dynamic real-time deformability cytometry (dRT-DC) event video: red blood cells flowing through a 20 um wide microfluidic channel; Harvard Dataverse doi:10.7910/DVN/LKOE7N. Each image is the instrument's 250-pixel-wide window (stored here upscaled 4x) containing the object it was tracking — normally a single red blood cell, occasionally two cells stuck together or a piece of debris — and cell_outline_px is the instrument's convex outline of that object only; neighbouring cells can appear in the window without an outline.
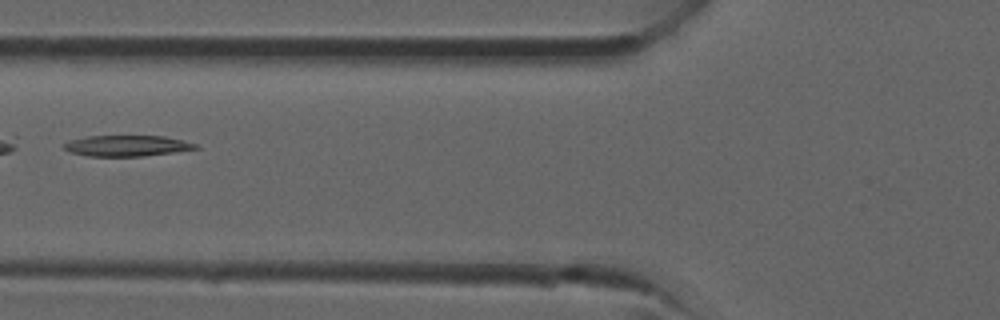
{"species": "common noctule bat (a hibernating species)", "species_latin": "Nyctalus noctula", "temperature_condition": "room temperature", "stored_images_in_passage": 34, "camera_frame_rate_fps": 3000, "um_per_image_px": 0.085, "animal": {"sex": "male", "forearm_length_mm": 52.5}, "frame": {"image": 1, "passage_image": 15, "time_ms": 4.667, "image_size_px": [1000, 320], "cell_outline_px": [[200, 148], [144, 156], [88, 156], [72, 152], [64, 148], [64, 144], [72, 140], [84, 136], [164, 136], [196, 144]], "centroid_in_image_um": [10.78, 12.39], "position_along_channel_um": 115.0, "area_um2": 15.72}}
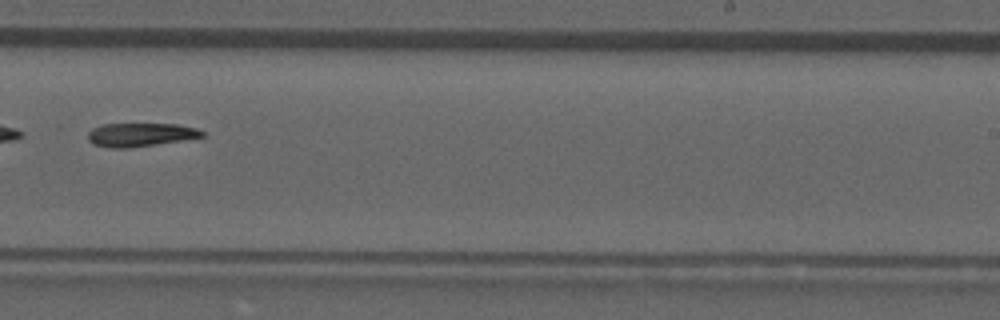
{"frame": {"image": 2, "passage_image": 24, "time_ms": 7.667, "image_size_px": [1000, 320], "cell_outline_px": [[204, 136], [184, 140], [128, 148], [112, 148], [92, 144], [88, 140], [88, 132], [92, 128], [104, 124], [176, 124], [196, 128], [204, 132]], "centroid_in_image_um": [11.91, 11.45], "position_along_channel_um": 277.1, "area_um2": 15.61}}